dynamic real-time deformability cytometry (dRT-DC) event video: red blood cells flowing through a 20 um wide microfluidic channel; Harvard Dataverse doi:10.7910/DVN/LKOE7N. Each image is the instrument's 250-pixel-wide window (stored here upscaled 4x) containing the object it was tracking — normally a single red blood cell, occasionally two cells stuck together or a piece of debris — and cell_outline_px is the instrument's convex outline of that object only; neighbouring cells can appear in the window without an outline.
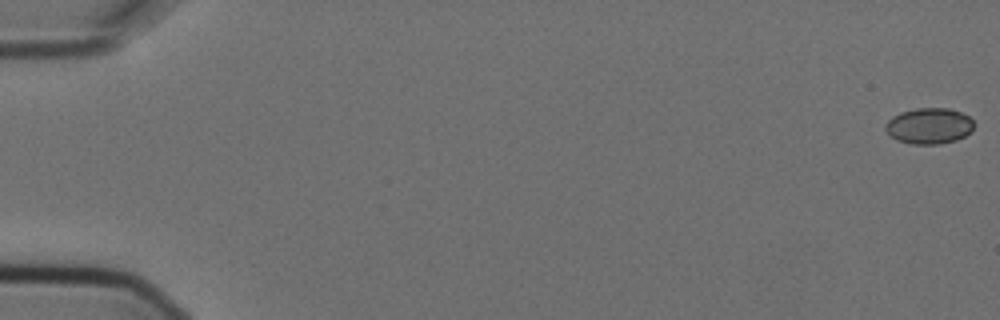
{"species": "Egyptian fruit bat (a non-hibernating species)", "species_latin": "Rousettus aegyptiacus", "temperature_condition": "cold", "stored_images_in_passage": 2, "camera_frame_rate_fps": 3000, "um_per_image_px": 0.085, "animal": {"sex": "female"}, "frame": {"image": 1, "passage_image": 1, "time_ms": 0.0, "image_size_px": [1000, 320], "cell_outline_px": [[976, 124], [972, 132], [956, 140], [940, 144], [912, 144], [896, 140], [884, 128], [884, 124], [892, 116], [900, 112], [916, 108], [948, 108], [960, 112], [968, 116]], "centroid_in_image_um": [78.98, 10.7], "position_along_channel_um": 6.0, "area_um2": 18.73}}